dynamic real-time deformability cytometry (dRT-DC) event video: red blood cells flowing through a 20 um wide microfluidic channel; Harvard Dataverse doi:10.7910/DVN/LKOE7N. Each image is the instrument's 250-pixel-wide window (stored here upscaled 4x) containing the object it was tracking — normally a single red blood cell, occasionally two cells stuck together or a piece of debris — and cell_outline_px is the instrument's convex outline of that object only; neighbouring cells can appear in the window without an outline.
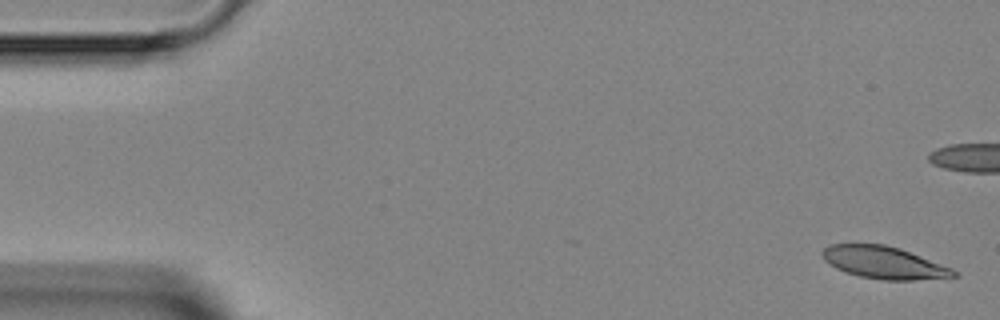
{"species": "Egyptian fruit bat (a non-hibernating species)", "species_latin": "Rousettus aegyptiacus", "temperature_condition": "room temperature", "stored_images_in_passage": 3, "segment_of_instrument_passage": [2, 2], "camera_frame_rate_fps": 3000, "um_per_image_px": 0.085, "animal": {"sex": "female"}, "frame": {"image": 1, "passage_image": 3, "time_ms": 4.0, "image_size_px": [1000, 320], "cell_outline_px": [[960, 276], [916, 280], [880, 280], [860, 276], [844, 272], [836, 268], [824, 260], [820, 252], [828, 244], [884, 244], [900, 248], [952, 268], [960, 272]], "centroid_in_image_um": [75.14, 22.32], "position_along_channel_um": 9.9, "area_um2": 24.91}}